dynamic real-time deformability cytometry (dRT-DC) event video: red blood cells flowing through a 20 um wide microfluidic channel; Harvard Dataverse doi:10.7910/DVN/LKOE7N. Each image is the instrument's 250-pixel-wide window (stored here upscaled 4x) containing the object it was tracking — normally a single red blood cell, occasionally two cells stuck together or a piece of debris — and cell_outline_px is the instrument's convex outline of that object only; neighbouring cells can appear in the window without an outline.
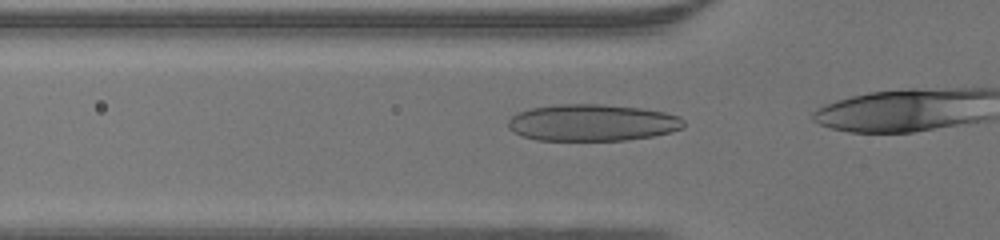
{"species": "human", "species_latin": "Homo sapiens", "temperature_condition": "warm", "stored_images_in_passage": 15, "camera_frame_rate_fps": 3000, "um_per_image_px": 0.085, "donor": {"sex": "male"}, "frame": {"image": 1, "passage_image": 11, "time_ms": 3.333, "image_size_px": [1000, 240], "cell_outline_px": [[684, 128], [652, 136], [628, 140], [536, 140], [520, 136], [508, 128], [508, 120], [516, 112], [528, 108], [560, 104], [604, 104], [640, 108], [664, 112], [680, 116], [684, 120]], "centroid_in_image_um": [50.31, 10.42], "position_along_channel_um": 75.5, "area_um2": 37.86}}